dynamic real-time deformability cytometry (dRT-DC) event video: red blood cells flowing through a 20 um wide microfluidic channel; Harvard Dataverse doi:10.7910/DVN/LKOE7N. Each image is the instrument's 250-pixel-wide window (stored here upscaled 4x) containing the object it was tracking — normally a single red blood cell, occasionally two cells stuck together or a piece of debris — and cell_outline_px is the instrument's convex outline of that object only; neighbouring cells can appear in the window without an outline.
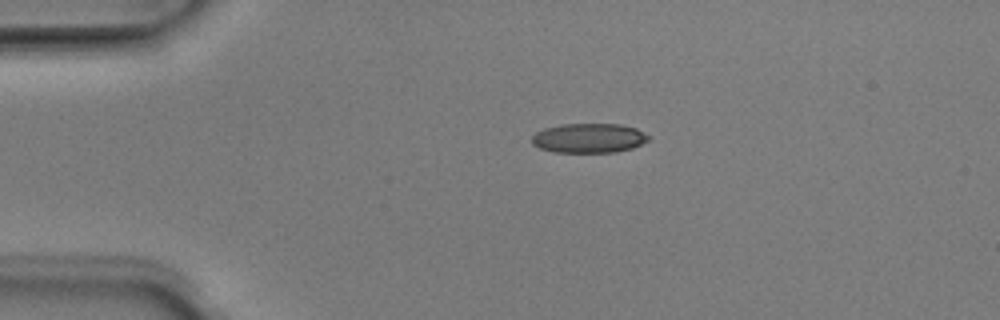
{"species": "Egyptian fruit bat (a non-hibernating species)", "species_latin": "Rousettus aegyptiacus", "temperature_condition": "room temperature", "stored_images_in_passage": 41, "camera_frame_rate_fps": 3000, "um_per_image_px": 0.085, "animal": {"sex": "male"}, "frame": {"image": 1, "passage_image": 1, "time_ms": 0.0, "image_size_px": [1000, 320], "cell_outline_px": [[652, 136], [648, 140], [632, 148], [616, 152], [552, 152], [540, 148], [532, 144], [532, 136], [536, 132], [544, 128], [560, 124], [620, 124], [636, 128]], "centroid_in_image_um": [50.06, 11.73], "position_along_channel_um": 34.9, "area_um2": 20.17}}
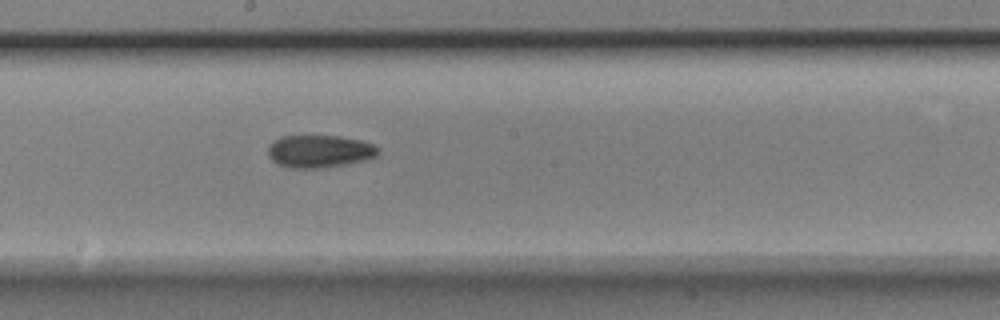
{"frame": {"image": 2, "passage_image": 18, "time_ms": 5.667, "image_size_px": [1000, 320], "cell_outline_px": [[380, 156], [368, 160], [348, 164], [324, 168], [292, 168], [280, 164], [272, 160], [268, 156], [268, 144], [272, 140], [280, 136], [340, 136], [360, 140], [372, 144], [380, 148]], "centroid_in_image_um": [27.2, 12.86], "position_along_channel_um": 221.0, "area_um2": 21.33}}
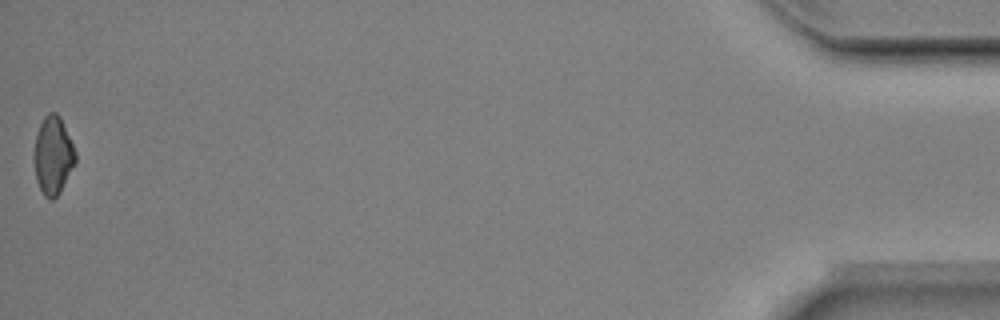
{"frame": {"image": 3, "passage_image": 41, "time_ms": 13.333, "image_size_px": [1000, 320], "cell_outline_px": [[76, 160], [60, 192], [52, 200], [48, 200], [44, 196], [36, 180], [36, 136], [40, 124], [44, 116], [48, 112], [56, 112], [60, 116], [76, 152]], "centroid_in_image_um": [4.53, 13.21], "position_along_channel_um": 430.7, "area_um2": 18.26}, "authors_computed_cell_mechanics": {"area_um2": 20.1722, "velocity_mm_per_s": 3.991, "shape_relaxation_time_tau1_ms": null, "shape_relaxation_time_tau2_ms": 7.9325, "deformation_change_tau1": null, "deformation_change_tau2": 0.1343}}